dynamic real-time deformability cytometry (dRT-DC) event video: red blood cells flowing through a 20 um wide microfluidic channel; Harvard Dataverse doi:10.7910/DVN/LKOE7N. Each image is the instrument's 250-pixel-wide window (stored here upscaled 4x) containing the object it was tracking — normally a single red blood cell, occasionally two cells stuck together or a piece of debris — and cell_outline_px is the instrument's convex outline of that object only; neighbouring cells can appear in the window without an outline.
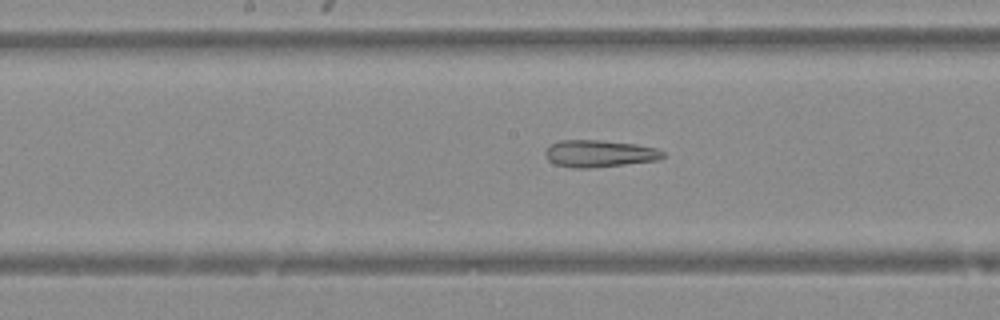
{"species": "Egyptian fruit bat (a non-hibernating species)", "species_latin": "Rousettus aegyptiacus", "temperature_condition": "warm", "stored_images_in_passage": 48, "camera_frame_rate_fps": 3000, "um_per_image_px": 0.085, "animal": {"sex": "female"}, "frame": {"image": 1, "passage_image": 25, "time_ms": 8.0, "image_size_px": [1000, 320], "cell_outline_px": [[664, 156], [656, 160], [624, 164], [588, 168], [572, 168], [556, 164], [548, 160], [544, 152], [552, 144], [560, 140], [600, 140], [636, 144], [656, 148], [664, 152]], "centroid_in_image_um": [50.93, 13.05], "position_along_channel_um": 197.3, "area_um2": 18.32}}
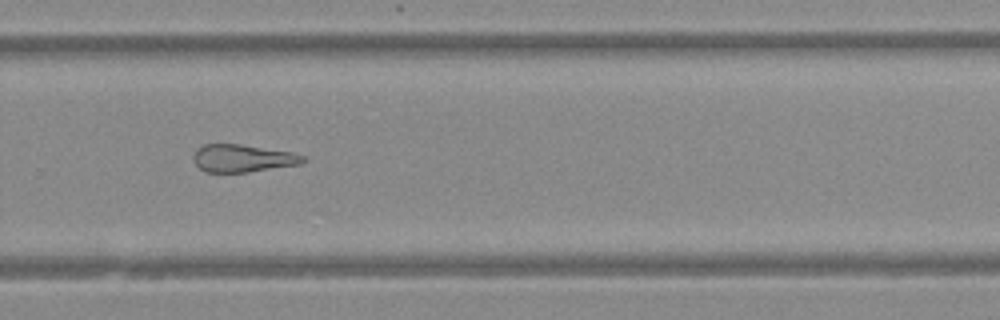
{"frame": {"image": 2, "passage_image": 33, "time_ms": 10.667, "image_size_px": [1000, 320], "cell_outline_px": [[308, 160], [300, 164], [248, 172], [204, 172], [192, 160], [192, 156], [196, 148], [204, 144], [240, 144], [292, 152], [304, 156]], "centroid_in_image_um": [20.6, 13.45], "position_along_channel_um": 309.2, "area_um2": 17.74}}
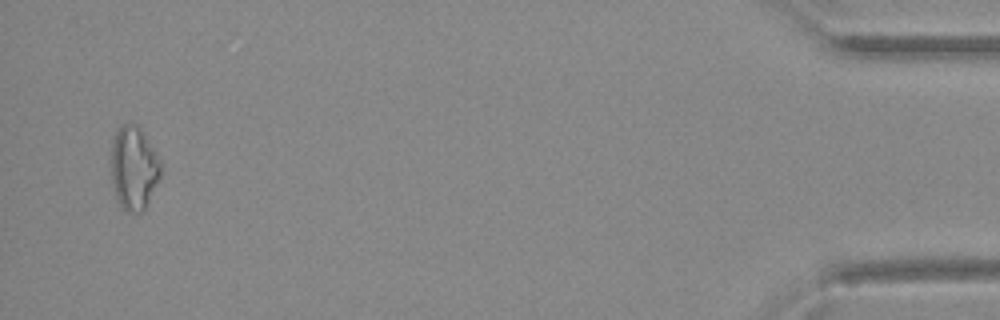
{"frame": {"image": 3, "passage_image": 47, "time_ms": 15.333, "image_size_px": [1000, 320], "cell_outline_px": [[160, 176], [144, 208], [140, 212], [128, 212], [120, 204], [116, 196], [112, 180], [112, 136], [116, 128], [120, 124], [128, 120], [136, 124], [156, 152], [160, 164]], "centroid_in_image_um": [11.34, 14.2], "position_along_channel_um": 423.9, "area_um2": 23.81}}